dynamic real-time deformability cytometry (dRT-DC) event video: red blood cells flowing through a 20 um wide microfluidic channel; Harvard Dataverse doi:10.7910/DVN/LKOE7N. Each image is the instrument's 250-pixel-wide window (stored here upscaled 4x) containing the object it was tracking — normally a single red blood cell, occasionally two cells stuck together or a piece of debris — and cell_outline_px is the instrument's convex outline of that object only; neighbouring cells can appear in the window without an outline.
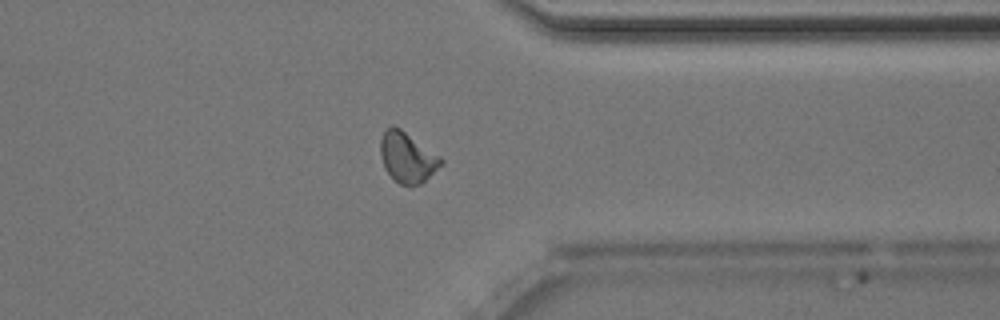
{"species": "Egyptian fruit bat (a non-hibernating species)", "species_latin": "Rousettus aegyptiacus", "temperature_condition": "room temperature", "stored_images_in_passage": 38, "camera_frame_rate_fps": 3000, "um_per_image_px": 0.085, "animal": {"sex": "male"}, "frame": {"image": 1, "passage_image": 27, "time_ms": 8.667, "image_size_px": [1000, 320], "cell_outline_px": [[444, 160], [420, 184], [400, 184], [384, 168], [380, 156], [380, 140], [384, 128], [392, 124], [400, 128], [440, 156]], "centroid_in_image_um": [34.56, 13.31], "position_along_channel_um": 376.8, "area_um2": 17.4}, "authors_computed_cell_mechanics": {"area_um2": 17.3111, "velocity_mm_per_s": 4.0089, "shape_relaxation_time_tau1_ms": 5.2484, "shape_relaxation_time_tau2_ms": 1.3485, "deformation_change_tau1": 0.122, "deformation_change_tau2": 0.0684}}